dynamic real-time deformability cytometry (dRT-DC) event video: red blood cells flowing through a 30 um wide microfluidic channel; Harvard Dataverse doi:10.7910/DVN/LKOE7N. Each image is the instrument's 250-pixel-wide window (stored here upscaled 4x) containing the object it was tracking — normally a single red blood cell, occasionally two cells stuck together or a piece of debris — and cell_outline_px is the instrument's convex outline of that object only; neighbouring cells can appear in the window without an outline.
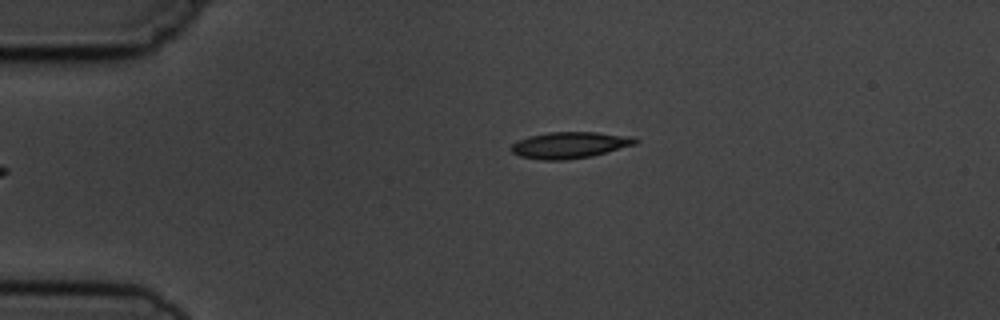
{"species": "common noctule bat (a hibernating species)", "species_latin": "Nyctalus noctula", "temperature_condition": "cold", "stored_images_in_passage": 4, "camera_frame_rate_fps": 3000, "um_per_image_px": 0.085, "animal": {"sex": "male", "body_mass_g": 19.5, "forearm_length_mm": 54.6}, "frame": {"image": 1, "passage_image": 4, "time_ms": 3.667, "image_size_px": [1000, 320], "cell_outline_px": [[640, 140], [636, 144], [592, 156], [564, 160], [540, 160], [520, 156], [512, 152], [508, 148], [516, 140], [528, 136], [548, 132], [596, 132], [636, 136]], "centroid_in_image_um": [48.43, 12.32], "position_along_channel_um": 36.6, "area_um2": 19.42}}